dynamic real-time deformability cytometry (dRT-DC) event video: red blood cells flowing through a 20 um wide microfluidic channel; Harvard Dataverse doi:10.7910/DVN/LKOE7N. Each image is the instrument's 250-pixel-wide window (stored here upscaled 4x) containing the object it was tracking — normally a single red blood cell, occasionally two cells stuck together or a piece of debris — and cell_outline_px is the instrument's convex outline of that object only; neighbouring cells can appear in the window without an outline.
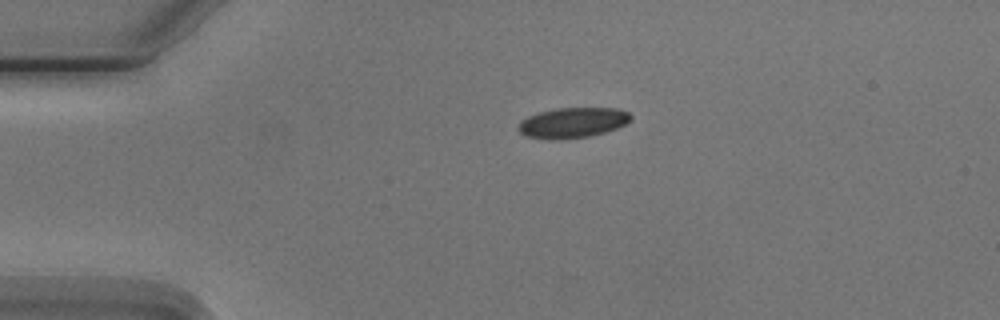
{"species": "Egyptian fruit bat (a non-hibernating species)", "species_latin": "Rousettus aegyptiacus", "temperature_condition": "cold", "stored_images_in_passage": 2, "camera_frame_rate_fps": 3000, "um_per_image_px": 0.085, "animal": {"sex": "male"}, "frame": {"image": 1, "passage_image": 2, "time_ms": 1.333, "image_size_px": [1000, 320], "cell_outline_px": [[632, 120], [616, 128], [604, 132], [588, 136], [560, 140], [548, 140], [528, 136], [520, 132], [516, 128], [516, 124], [520, 120], [528, 116], [540, 112], [556, 108], [616, 108], [628, 112], [632, 116]], "centroid_in_image_um": [48.63, 10.43], "position_along_channel_um": 36.4, "area_um2": 20.0}}